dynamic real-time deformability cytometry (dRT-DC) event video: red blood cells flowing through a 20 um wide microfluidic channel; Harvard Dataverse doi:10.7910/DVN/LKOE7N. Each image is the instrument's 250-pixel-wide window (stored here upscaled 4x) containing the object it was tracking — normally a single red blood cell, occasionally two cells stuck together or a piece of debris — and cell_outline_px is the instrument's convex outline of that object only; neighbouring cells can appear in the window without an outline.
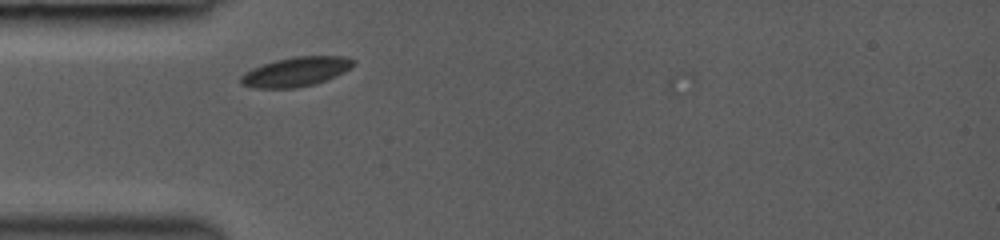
{"species": "common noctule bat (a hibernating species)", "species_latin": "Nyctalus noctula", "temperature_condition": "room temperature", "stored_images_in_passage": 29, "camera_frame_rate_fps": 3000, "um_per_image_px": 0.085, "animal": {"sex": "female", "body_mass_g": 19.0, "forearm_length_mm": 53.3}, "frame": {"image": 1, "passage_image": 6, "time_ms": 0.667, "image_size_px": [1000, 240], "cell_outline_px": [[356, 64], [344, 72], [336, 76], [312, 84], [296, 88], [252, 88], [240, 84], [240, 76], [244, 72], [252, 68], [276, 60], [296, 56], [344, 56], [356, 60]], "centroid_in_image_um": [25.15, 6.09], "position_along_channel_um": 59.9, "area_um2": 19.31}}
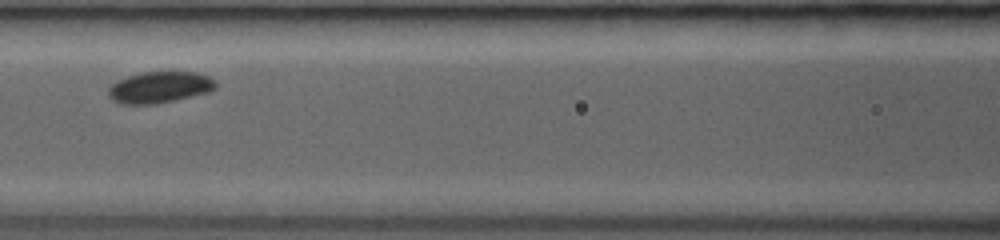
{"frame": {"image": 2, "passage_image": 21, "time_ms": 3.0, "image_size_px": [1000, 240], "cell_outline_px": [[216, 88], [208, 92], [176, 100], [156, 104], [120, 104], [112, 100], [108, 96], [108, 88], [116, 80], [140, 72], [196, 72], [208, 76], [216, 80]], "centroid_in_image_um": [13.55, 7.42], "position_along_channel_um": 153.1, "area_um2": 19.83}}
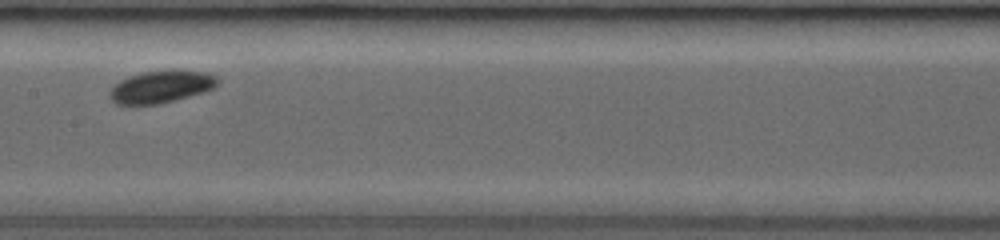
{"frame": {"image": 3, "passage_image": 28, "time_ms": 4.0, "image_size_px": [1000, 240], "cell_outline_px": [[220, 84], [204, 92], [160, 104], [116, 104], [108, 96], [108, 92], [120, 80], [128, 76], [144, 72], [172, 68], [208, 72], [216, 76], [220, 80]], "centroid_in_image_um": [13.74, 7.34], "position_along_channel_um": 193.7, "area_um2": 20.75}}